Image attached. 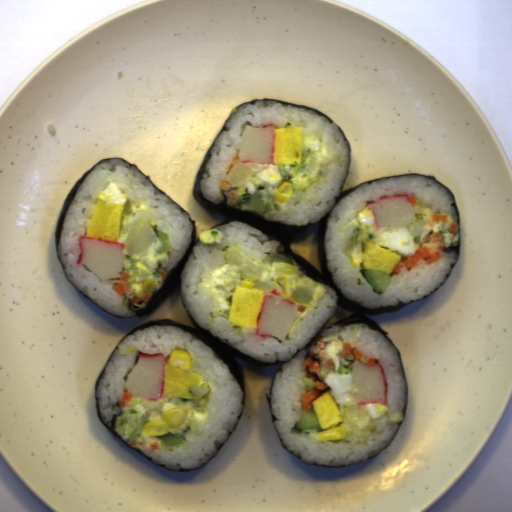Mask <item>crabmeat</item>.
<instances>
[{
	"label": "crabmeat",
	"instance_id": "5",
	"mask_svg": "<svg viewBox=\"0 0 512 512\" xmlns=\"http://www.w3.org/2000/svg\"><path fill=\"white\" fill-rule=\"evenodd\" d=\"M365 205L373 214L376 233L396 228H406L412 221L416 220L407 193L383 196L377 201H369Z\"/></svg>",
	"mask_w": 512,
	"mask_h": 512
},
{
	"label": "crabmeat",
	"instance_id": "2",
	"mask_svg": "<svg viewBox=\"0 0 512 512\" xmlns=\"http://www.w3.org/2000/svg\"><path fill=\"white\" fill-rule=\"evenodd\" d=\"M297 315V305L282 298L281 292L274 288L262 298L254 336L263 340L272 337L282 342L291 332Z\"/></svg>",
	"mask_w": 512,
	"mask_h": 512
},
{
	"label": "crabmeat",
	"instance_id": "1",
	"mask_svg": "<svg viewBox=\"0 0 512 512\" xmlns=\"http://www.w3.org/2000/svg\"><path fill=\"white\" fill-rule=\"evenodd\" d=\"M79 256L76 261L84 270L94 274L99 281H108L122 277L123 270L122 242L81 236L78 239Z\"/></svg>",
	"mask_w": 512,
	"mask_h": 512
},
{
	"label": "crabmeat",
	"instance_id": "6",
	"mask_svg": "<svg viewBox=\"0 0 512 512\" xmlns=\"http://www.w3.org/2000/svg\"><path fill=\"white\" fill-rule=\"evenodd\" d=\"M241 139L237 154L240 163L275 165V125L252 127L245 124Z\"/></svg>",
	"mask_w": 512,
	"mask_h": 512
},
{
	"label": "crabmeat",
	"instance_id": "4",
	"mask_svg": "<svg viewBox=\"0 0 512 512\" xmlns=\"http://www.w3.org/2000/svg\"><path fill=\"white\" fill-rule=\"evenodd\" d=\"M350 371L352 384L356 390V405L387 404V377L379 362L367 365L352 359Z\"/></svg>",
	"mask_w": 512,
	"mask_h": 512
},
{
	"label": "crabmeat",
	"instance_id": "3",
	"mask_svg": "<svg viewBox=\"0 0 512 512\" xmlns=\"http://www.w3.org/2000/svg\"><path fill=\"white\" fill-rule=\"evenodd\" d=\"M169 361L163 353H138L126 377V387L132 397L158 401L164 394L165 365Z\"/></svg>",
	"mask_w": 512,
	"mask_h": 512
}]
</instances>
